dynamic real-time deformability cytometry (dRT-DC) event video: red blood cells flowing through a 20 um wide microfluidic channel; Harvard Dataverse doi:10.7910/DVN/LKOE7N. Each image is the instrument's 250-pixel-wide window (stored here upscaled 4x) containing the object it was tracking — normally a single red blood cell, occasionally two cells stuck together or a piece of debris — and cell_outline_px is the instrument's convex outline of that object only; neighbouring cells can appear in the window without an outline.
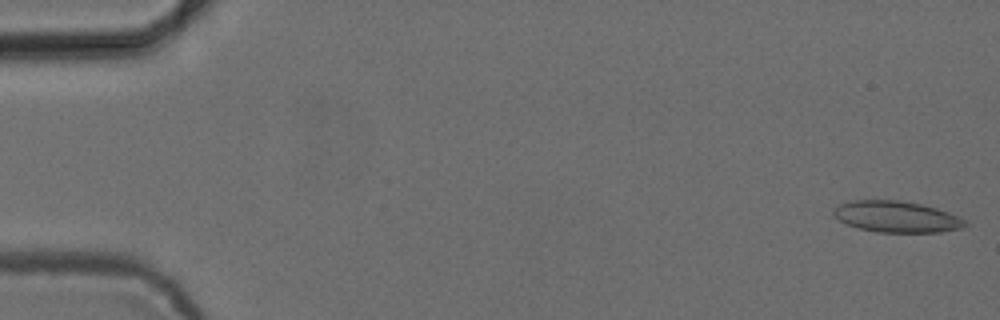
{"species": "common noctule bat (a hibernating species)", "species_latin": "Nyctalus noctula", "temperature_condition": "cold", "stored_images_in_passage": 52, "camera_frame_rate_fps": 3000, "um_per_image_px": 0.085, "animal": {"sex": "female", "body_mass_g": 24.6, "forearm_length_mm": 56.2}, "frame": {"image": 1, "passage_image": 1, "time_ms": 0.0, "image_size_px": [1000, 320], "cell_outline_px": [[968, 224], [964, 228], [940, 232], [876, 232], [860, 228], [848, 224], [840, 220], [832, 212], [832, 208], [848, 200], [900, 200], [920, 204], [936, 208], [948, 212], [964, 220]], "centroid_in_image_um": [76.2, 18.42], "position_along_channel_um": 8.8, "area_um2": 23.87}}
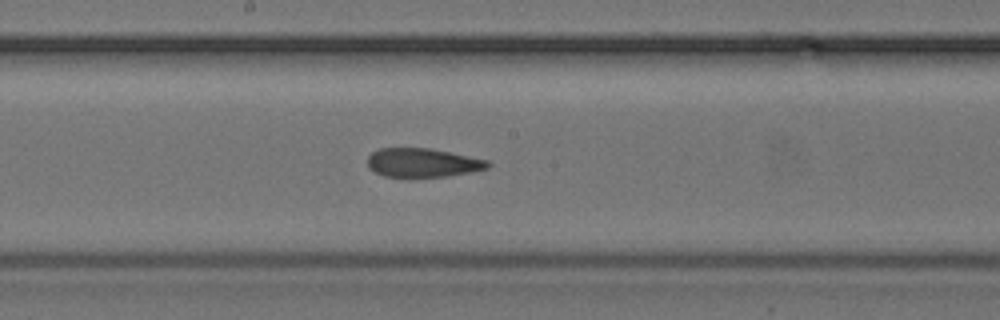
{"frame": {"image": 2, "passage_image": 28, "time_ms": 9.0, "image_size_px": [1000, 320], "cell_outline_px": [[492, 164], [488, 168], [472, 172], [448, 176], [384, 176], [368, 168], [368, 156], [372, 152], [380, 148], [432, 148], [488, 160]], "centroid_in_image_um": [35.95, 13.81], "position_along_channel_um": 212.2, "area_um2": 20.17}}
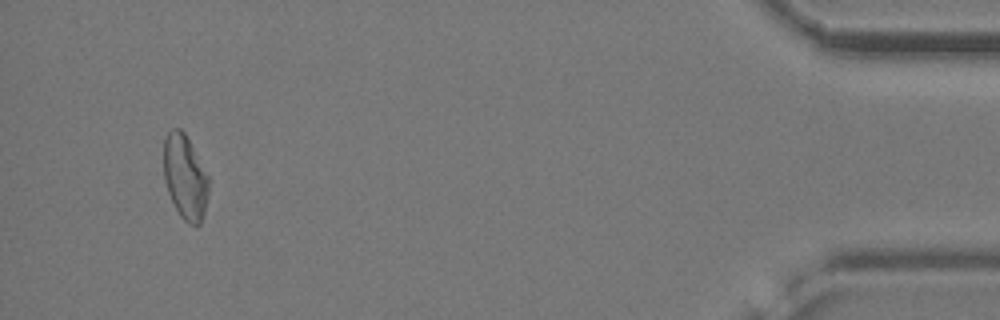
{"frame": {"image": 3, "passage_image": 50, "time_ms": 16.333, "image_size_px": [1000, 320], "cell_outline_px": [[208, 196], [204, 212], [200, 224], [188, 224], [180, 216], [168, 192], [164, 180], [164, 140], [168, 132], [172, 128], [180, 128], [184, 132], [208, 176]], "centroid_in_image_um": [15.72, 15.05], "position_along_channel_um": 419.5, "area_um2": 21.85}, "authors_computed_cell_mechanics": {"area_um2": 22.1663, "velocity_mm_per_s": 3.8649, "shape_relaxation_time_tau1_ms": null, "shape_relaxation_time_tau2_ms": 5.34, "deformation_change_tau1": null, "deformation_change_tau2": 0.1167}}